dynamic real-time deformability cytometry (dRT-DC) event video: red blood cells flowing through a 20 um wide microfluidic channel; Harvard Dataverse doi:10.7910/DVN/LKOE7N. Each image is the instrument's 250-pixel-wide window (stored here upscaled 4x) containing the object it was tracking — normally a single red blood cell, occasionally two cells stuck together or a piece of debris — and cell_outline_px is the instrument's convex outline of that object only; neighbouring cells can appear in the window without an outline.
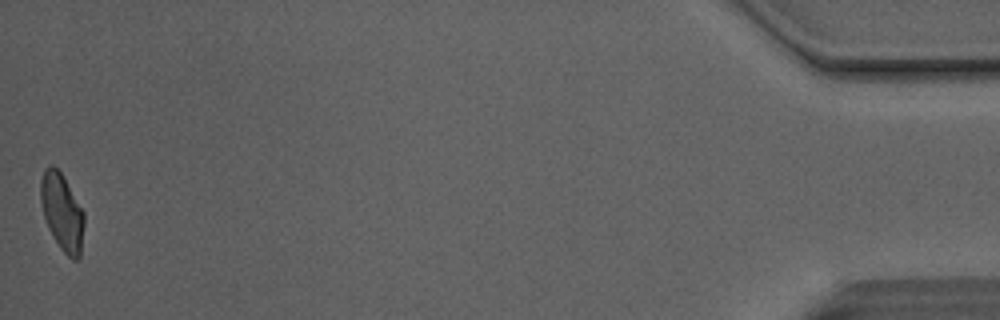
{"species": "Egyptian fruit bat (a non-hibernating species)", "species_latin": "Rousettus aegyptiacus", "temperature_condition": "room temperature", "stored_images_in_passage": 47, "camera_frame_rate_fps": 3000, "um_per_image_px": 0.085, "animal": {"sex": "male"}, "frame": {"image": 1, "passage_image": 47, "time_ms": 15.333, "image_size_px": [1000, 320], "cell_outline_px": [[84, 224], [80, 256], [76, 260], [72, 260], [60, 248], [48, 228], [44, 216], [40, 200], [40, 180], [44, 168], [48, 164], [52, 164], [60, 172], [84, 212]], "centroid_in_image_um": [5.25, 18.02], "position_along_channel_um": 429.9, "area_um2": 19.42}, "authors_computed_cell_mechanics": {"area_um2": 20.23, "velocity_mm_per_s": 4.1237, "shape_relaxation_time_tau1_ms": 9.8534, "shape_relaxation_time_tau2_ms": 1.5072, "deformation_change_tau1": 0.2307, "deformation_change_tau2": 0.0687}}